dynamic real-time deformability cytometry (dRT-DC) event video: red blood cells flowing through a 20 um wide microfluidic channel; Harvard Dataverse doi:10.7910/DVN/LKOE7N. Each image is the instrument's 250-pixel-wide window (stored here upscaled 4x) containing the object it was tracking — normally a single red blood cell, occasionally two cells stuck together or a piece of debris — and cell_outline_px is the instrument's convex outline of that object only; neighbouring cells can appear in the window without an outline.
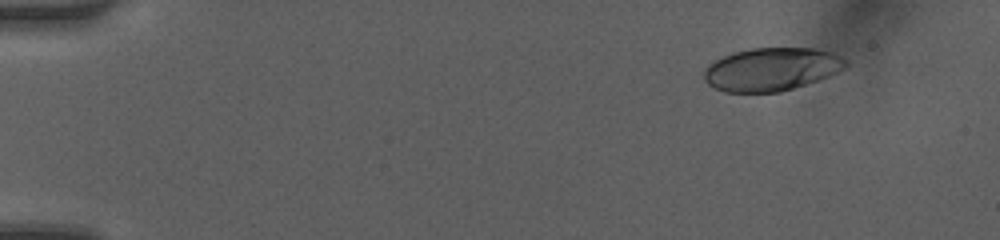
{"species": "human", "species_latin": "Homo sapiens", "temperature_condition": "room temperature", "stored_images_in_passage": 45, "camera_frame_rate_fps": 3000, "um_per_image_px": 0.085, "donor": {"sex": "female"}, "frame": {"image": 1, "passage_image": 1, "time_ms": 0.0, "image_size_px": [1000, 240], "cell_outline_px": [[848, 64], [844, 68], [820, 80], [780, 92], [724, 92], [708, 84], [704, 80], [704, 68], [708, 64], [732, 52], [752, 48], [812, 48], [832, 52], [848, 60]], "centroid_in_image_um": [65.57, 5.88], "position_along_channel_um": 19.4, "area_um2": 35.66}}
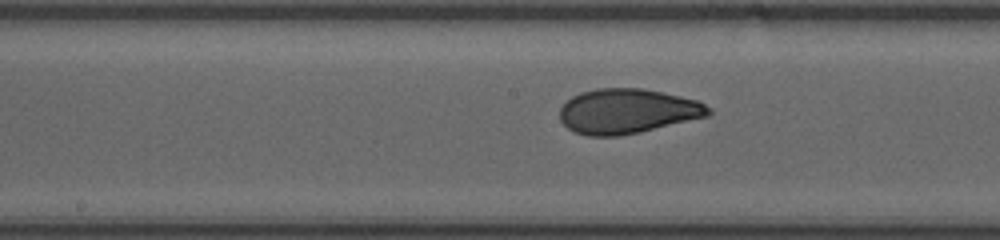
{"frame": {"image": 2, "passage_image": 22, "time_ms": 7.0, "image_size_px": [1000, 240], "cell_outline_px": [[712, 112], [708, 116], [640, 132], [620, 136], [588, 136], [576, 132], [568, 128], [560, 120], [560, 108], [572, 96], [580, 92], [596, 88], [644, 88], [664, 92], [696, 100], [712, 108]], "centroid_in_image_um": [53.33, 9.44], "position_along_channel_um": 194.9, "area_um2": 38.9}}
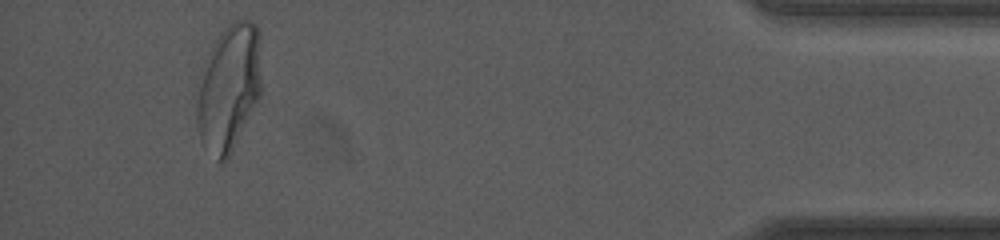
{"frame": {"image": 3, "passage_image": 42, "time_ms": 13.667, "image_size_px": [1000, 240], "cell_outline_px": [[260, 100], [224, 164], [216, 160], [200, 140], [196, 124], [196, 108], [200, 84], [204, 64], [212, 44], [216, 36], [232, 20], [252, 20], [256, 24], [260, 32]], "centroid_in_image_um": [19.47, 7.44], "position_along_channel_um": 415.7, "area_um2": 48.09}, "authors_computed_cell_mechanics": {"area_um2": 38.7838, "velocity_mm_per_s": 4.1966, "shape_relaxation_time_tau1_ms": 4.5899, "shape_relaxation_time_tau2_ms": 0.8779, "deformation_change_tau1": 0.1992, "deformation_change_tau2": 0.0643}}